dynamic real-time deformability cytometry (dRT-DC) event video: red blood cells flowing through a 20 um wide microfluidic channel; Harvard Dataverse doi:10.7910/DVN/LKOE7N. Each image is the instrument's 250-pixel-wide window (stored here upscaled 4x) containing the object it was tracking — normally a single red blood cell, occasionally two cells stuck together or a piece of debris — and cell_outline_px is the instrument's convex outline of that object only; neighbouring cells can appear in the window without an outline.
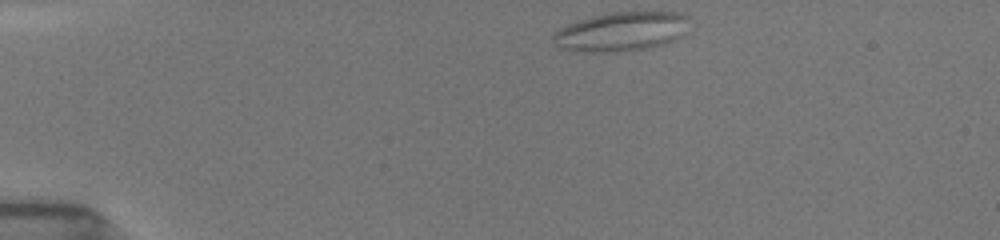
{"species": "common noctule bat (a hibernating species)", "species_latin": "Nyctalus noctula", "temperature_condition": "room temperature", "stored_images_in_passage": 54, "camera_frame_rate_fps": 3000, "um_per_image_px": 0.085, "animal": {"sex": "female", "body_mass_g": 19.5, "forearm_length_mm": 54.1}, "frame": {"image": 1, "passage_image": 1, "time_ms": 0.0, "image_size_px": [1000, 240], "cell_outline_px": [[684, 16], [680, 36], [676, 40], [664, 44], [624, 52], [596, 52], [564, 48], [556, 44], [552, 40], [552, 36], [560, 28], [568, 24], [580, 20], [612, 12], [676, 12]], "centroid_in_image_um": [52.74, 2.7], "position_along_channel_um": 32.3, "area_um2": 30.0}}
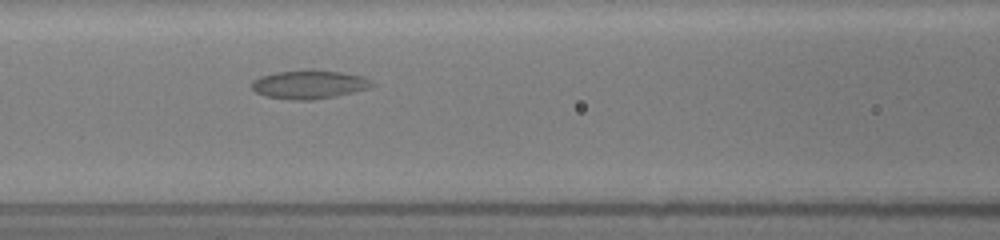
{"frame": {"image": 2, "passage_image": 19, "time_ms": 4.667, "image_size_px": [1000, 240], "cell_outline_px": [[376, 84], [364, 88], [332, 96], [308, 100], [292, 100], [268, 96], [256, 92], [252, 88], [252, 80], [260, 76], [276, 72], [312, 68], [340, 72], [360, 76]], "centroid_in_image_um": [26.18, 7.14], "position_along_channel_um": 140.4, "area_um2": 19.65}}
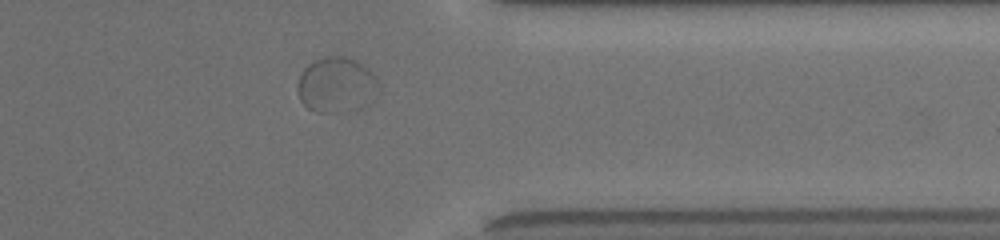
{"frame": {"image": 3, "passage_image": 46, "time_ms": 11.333, "image_size_px": [1000, 240], "cell_outline_px": [[372, 76], [332, 112], [316, 112], [308, 108], [300, 100], [296, 88], [300, 76], [304, 68], [308, 64], [316, 60], [328, 56], [348, 56], [356, 60]], "centroid_in_image_um": [28.07, 7.0], "position_along_channel_um": 383.3, "area_um2": 20.92}}